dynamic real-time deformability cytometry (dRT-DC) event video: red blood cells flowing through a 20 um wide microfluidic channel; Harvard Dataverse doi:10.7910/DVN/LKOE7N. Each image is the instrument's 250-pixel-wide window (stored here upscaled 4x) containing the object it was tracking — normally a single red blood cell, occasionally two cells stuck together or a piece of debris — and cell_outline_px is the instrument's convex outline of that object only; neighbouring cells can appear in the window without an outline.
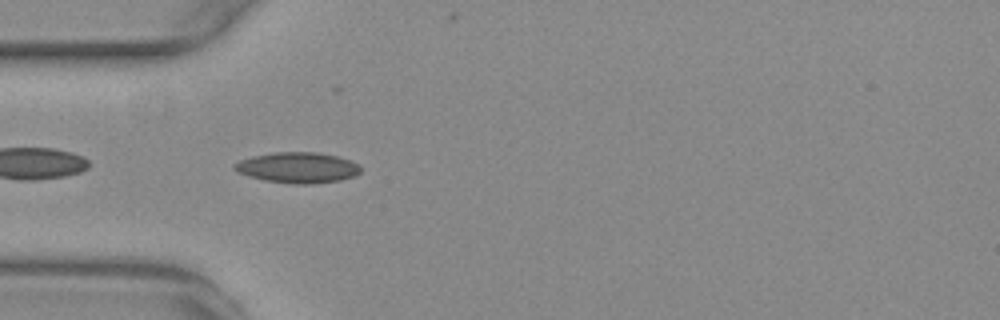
{"species": "common noctule bat (a hibernating species)", "species_latin": "Nyctalus noctula", "temperature_condition": "warm", "stored_images_in_passage": 41, "camera_frame_rate_fps": 3000, "um_per_image_px": 0.085, "animal": {"sex": "female", "body_mass_g": 29.2, "forearm_length_mm": 56.3}, "frame": {"image": 1, "passage_image": 2, "time_ms": 0.333, "image_size_px": [1000, 320], "cell_outline_px": [[360, 172], [356, 176], [340, 180], [312, 184], [292, 184], [264, 180], [248, 176], [236, 172], [232, 168], [232, 164], [240, 160], [252, 156], [276, 152], [316, 152], [336, 156], [360, 164]], "centroid_in_image_um": [25.27, 14.25], "position_along_channel_um": 59.7, "area_um2": 22.72}}
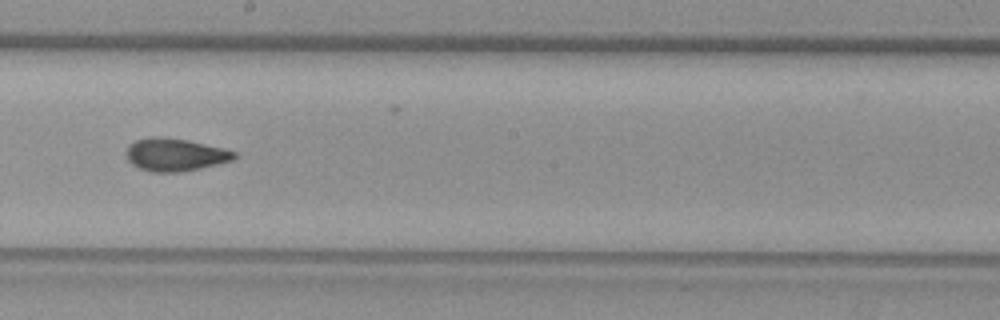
{"frame": {"image": 2, "passage_image": 16, "time_ms": 5.0, "image_size_px": [1000, 320], "cell_outline_px": [[236, 156], [232, 160], [200, 168], [180, 172], [152, 172], [140, 168], [132, 164], [128, 160], [124, 152], [128, 144], [136, 140], [152, 136], [160, 136], [188, 140], [224, 148], [236, 152]], "centroid_in_image_um": [14.84, 13.13], "position_along_channel_um": 233.4, "area_um2": 20.69}}
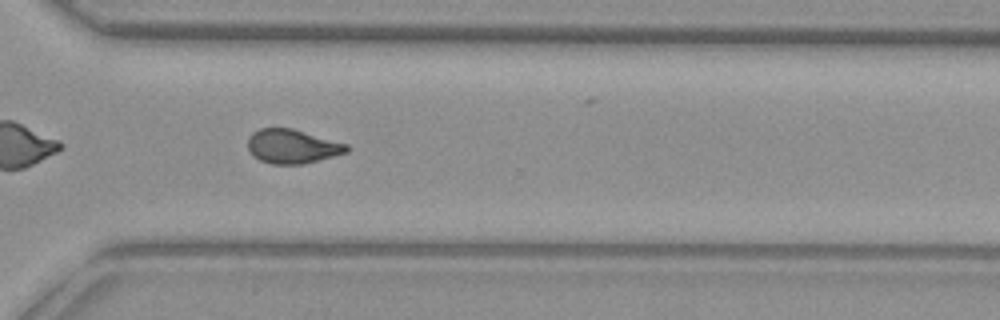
{"frame": {"image": 3, "passage_image": 25, "time_ms": 8.0, "image_size_px": [1000, 320], "cell_outline_px": [[352, 148], [348, 152], [304, 164], [272, 164], [260, 160], [252, 156], [248, 148], [248, 136], [252, 132], [260, 128], [292, 128], [348, 144]], "centroid_in_image_um": [24.85, 12.44], "position_along_channel_um": 345.8, "area_um2": 19.83}, "authors_computed_cell_mechanics": {"area_um2": 20.1144, "velocity_mm_per_s": 3.7543, "shape_relaxation_time_tau1_ms": null, "shape_relaxation_time_tau2_ms": 2.089, "deformation_change_tau1": null, "deformation_change_tau2": 0.0776}}